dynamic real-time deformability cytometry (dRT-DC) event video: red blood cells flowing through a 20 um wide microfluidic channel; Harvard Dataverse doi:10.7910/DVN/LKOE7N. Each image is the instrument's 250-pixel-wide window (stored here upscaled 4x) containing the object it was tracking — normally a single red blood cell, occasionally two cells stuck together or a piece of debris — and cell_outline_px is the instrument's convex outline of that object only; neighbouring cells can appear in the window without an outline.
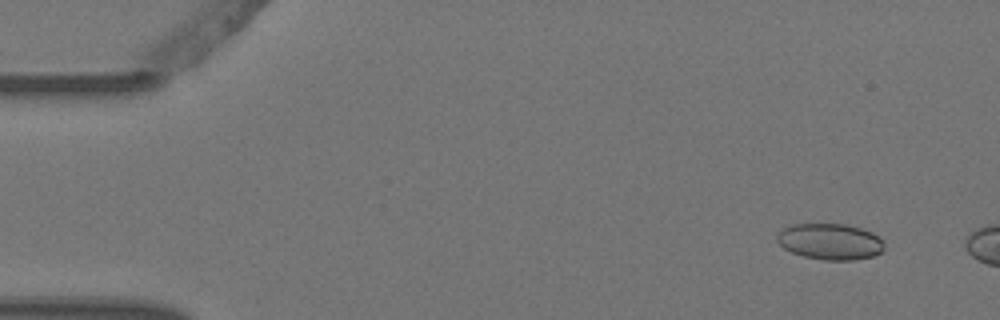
{"species": "Egyptian fruit bat (a non-hibernating species)", "species_latin": "Rousettus aegyptiacus", "temperature_condition": "warm", "stored_images_in_passage": 2, "camera_frame_rate_fps": 3000, "um_per_image_px": 0.085, "animal": {"sex": "female"}, "frame": {"image": 1, "passage_image": 2, "time_ms": 0.333, "image_size_px": [1000, 320], "cell_outline_px": [[884, 248], [880, 252], [872, 256], [856, 260], [824, 260], [804, 256], [792, 252], [784, 248], [776, 240], [776, 236], [780, 228], [792, 224], [848, 224], [872, 232], [880, 236], [884, 240]], "centroid_in_image_um": [70.56, 20.52], "position_along_channel_um": 14.4, "area_um2": 22.83}}